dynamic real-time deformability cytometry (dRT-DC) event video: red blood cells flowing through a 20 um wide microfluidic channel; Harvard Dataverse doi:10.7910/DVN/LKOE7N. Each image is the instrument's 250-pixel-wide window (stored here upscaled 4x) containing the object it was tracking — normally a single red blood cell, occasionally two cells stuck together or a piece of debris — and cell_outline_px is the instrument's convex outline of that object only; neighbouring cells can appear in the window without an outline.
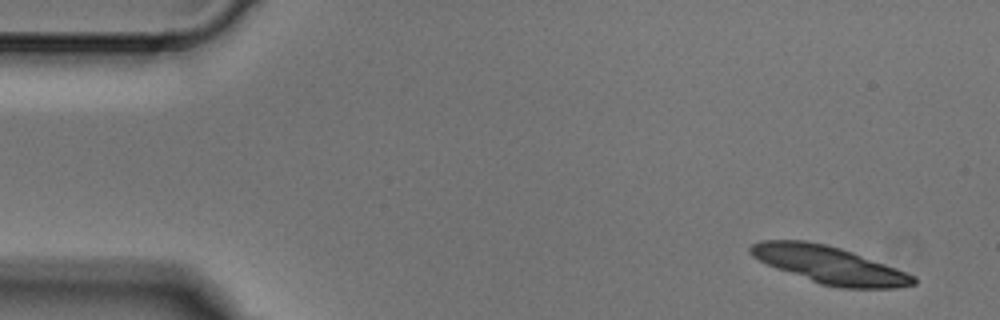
{"species": "Egyptian fruit bat (a non-hibernating species)", "species_latin": "Rousettus aegyptiacus", "temperature_condition": "cold", "stored_images_in_passage": 4, "camera_frame_rate_fps": 3000, "um_per_image_px": 0.085, "animal": {"sex": "male"}, "frame": {"image": 1, "passage_image": 1, "time_ms": 0.0, "image_size_px": [1000, 320], "cell_outline_px": [[916, 284], [896, 288], [840, 288], [820, 284], [776, 268], [752, 256], [748, 252], [748, 248], [752, 244], [760, 240], [804, 240], [824, 244], [840, 248], [852, 252], [916, 276]], "centroid_in_image_um": [70.47, 22.52], "position_along_channel_um": 14.5, "area_um2": 35.14}}